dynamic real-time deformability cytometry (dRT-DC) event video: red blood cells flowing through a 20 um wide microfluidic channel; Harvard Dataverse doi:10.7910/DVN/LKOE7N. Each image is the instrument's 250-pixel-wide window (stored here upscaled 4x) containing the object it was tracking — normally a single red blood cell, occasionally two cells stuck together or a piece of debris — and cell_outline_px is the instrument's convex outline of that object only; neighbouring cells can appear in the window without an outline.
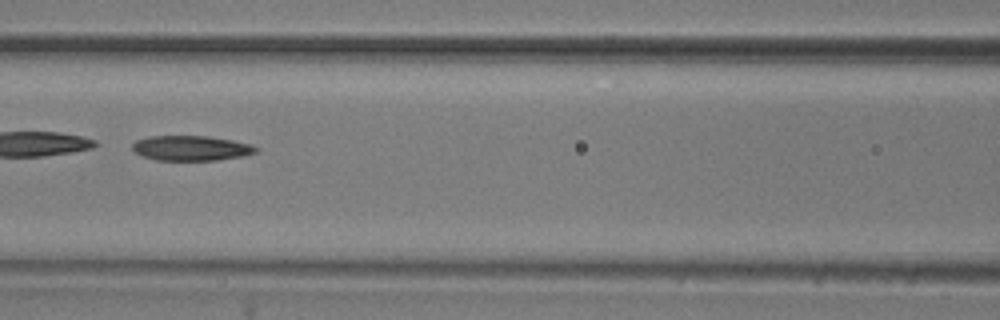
{"species": "common noctule bat (a hibernating species)", "species_latin": "Nyctalus noctula", "temperature_condition": "room temperature", "stored_images_in_passage": 28, "camera_frame_rate_fps": 3000, "um_per_image_px": 0.085, "animal": {"sex": "male", "body_mass_g": 20.5, "forearm_length_mm": 52.5}, "frame": {"image": 1, "passage_image": 24, "time_ms": 7.667, "image_size_px": [1000, 320], "cell_outline_px": [[260, 148], [256, 152], [240, 156], [216, 160], [156, 160], [140, 156], [132, 152], [132, 144], [136, 140], [148, 136], [208, 136], [232, 140], [252, 144]], "centroid_in_image_um": [16.19, 12.59], "position_along_channel_um": 150.4, "area_um2": 18.15}}